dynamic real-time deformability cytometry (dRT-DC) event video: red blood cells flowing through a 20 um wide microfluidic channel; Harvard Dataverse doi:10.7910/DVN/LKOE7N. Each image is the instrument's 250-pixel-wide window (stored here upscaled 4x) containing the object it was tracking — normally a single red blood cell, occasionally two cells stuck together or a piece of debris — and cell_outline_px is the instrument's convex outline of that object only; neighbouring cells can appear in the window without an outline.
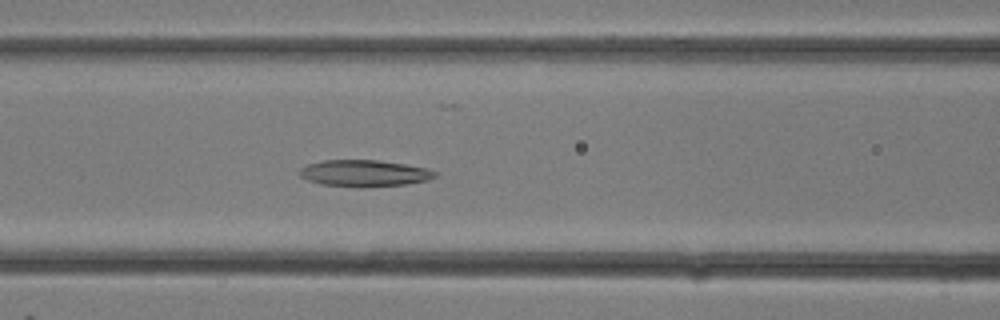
{"species": "common noctule bat (a hibernating species)", "species_latin": "Nyctalus noctula", "temperature_condition": "room temperature", "stored_images_in_passage": 11, "camera_frame_rate_fps": 3000, "um_per_image_px": 0.085, "animal": {"sex": "female"}, "frame": {"image": 1, "passage_image": 11, "time_ms": 3.333, "image_size_px": [1000, 320], "cell_outline_px": [[436, 176], [428, 180], [408, 184], [360, 188], [356, 188], [320, 184], [308, 180], [300, 176], [296, 172], [300, 168], [308, 164], [324, 160], [376, 160], [404, 164], [428, 168], [436, 172]], "centroid_in_image_um": [30.94, 14.74], "position_along_channel_um": 135.7, "area_um2": 21.27}}